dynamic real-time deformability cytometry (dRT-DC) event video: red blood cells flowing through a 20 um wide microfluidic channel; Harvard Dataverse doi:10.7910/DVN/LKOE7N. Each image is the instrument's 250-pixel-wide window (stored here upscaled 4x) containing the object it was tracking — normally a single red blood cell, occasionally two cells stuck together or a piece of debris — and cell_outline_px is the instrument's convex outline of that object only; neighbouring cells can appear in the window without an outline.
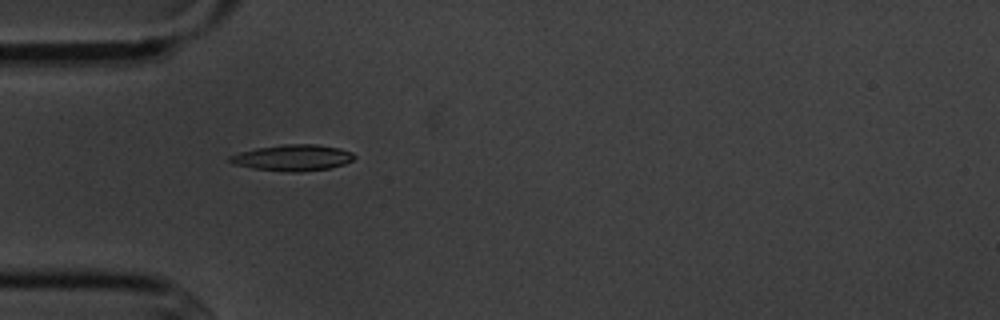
{"species": "common noctule bat (a hibernating species)", "species_latin": "Nyctalus noctula", "temperature_condition": "cold", "stored_images_in_passage": 6, "camera_frame_rate_fps": 3000, "um_per_image_px": 0.085, "animal": {"sex": "male", "body_mass_g": 20.1, "forearm_length_mm": 53.5}, "frame": {"image": 1, "passage_image": 5, "time_ms": 4.667, "image_size_px": [1000, 320], "cell_outline_px": [[356, 156], [352, 160], [344, 164], [328, 168], [300, 172], [292, 172], [252, 168], [232, 164], [228, 160], [228, 156], [240, 152], [256, 148], [284, 144], [316, 144], [340, 148], [352, 152]], "centroid_in_image_um": [24.87, 13.4], "position_along_channel_um": 60.1, "area_um2": 18.96}}
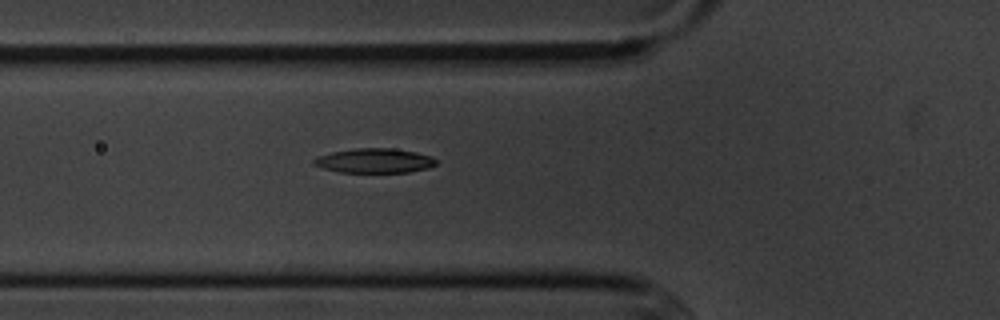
{"frame": {"image": 2, "passage_image": 6, "time_ms": 5.667, "image_size_px": [1000, 320], "cell_outline_px": [[436, 164], [428, 168], [408, 172], [340, 172], [324, 168], [312, 164], [312, 160], [316, 156], [332, 152], [356, 148], [392, 148], [416, 152], [432, 156], [436, 160]], "centroid_in_image_um": [31.82, 13.65], "position_along_channel_um": 94.0, "area_um2": 17.46}}